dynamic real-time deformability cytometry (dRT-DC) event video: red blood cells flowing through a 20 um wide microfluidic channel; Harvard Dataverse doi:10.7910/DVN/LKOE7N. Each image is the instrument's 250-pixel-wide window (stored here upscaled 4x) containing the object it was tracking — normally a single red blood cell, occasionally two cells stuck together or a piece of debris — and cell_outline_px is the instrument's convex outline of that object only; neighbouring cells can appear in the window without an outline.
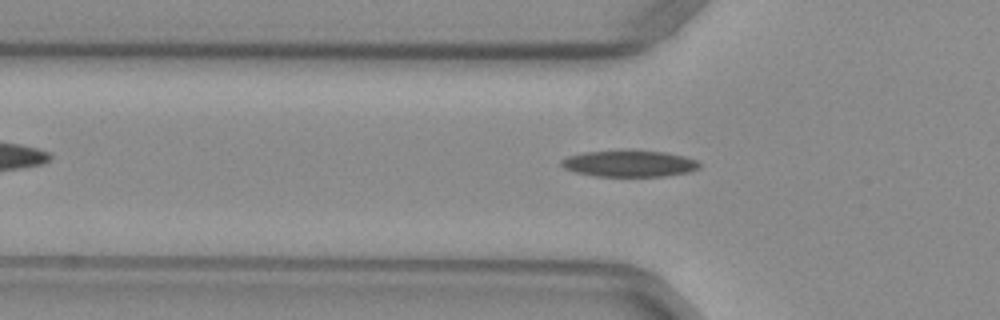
{"species": "common noctule bat (a hibernating species)", "species_latin": "Nyctalus noctula", "temperature_condition": "warm", "stored_images_in_passage": 47, "camera_frame_rate_fps": 3000, "um_per_image_px": 0.085, "animal": {"sex": "female", "body_mass_g": 29.2, "forearm_length_mm": 56.3}, "frame": {"image": 1, "passage_image": 13, "time_ms": 4.0, "image_size_px": [1000, 320], "cell_outline_px": [[700, 168], [688, 172], [664, 176], [596, 176], [576, 172], [564, 168], [560, 164], [560, 160], [568, 156], [584, 152], [664, 152], [684, 156], [696, 160], [700, 164]], "centroid_in_image_um": [53.49, 13.93], "position_along_channel_um": 72.3, "area_um2": 20.63}}
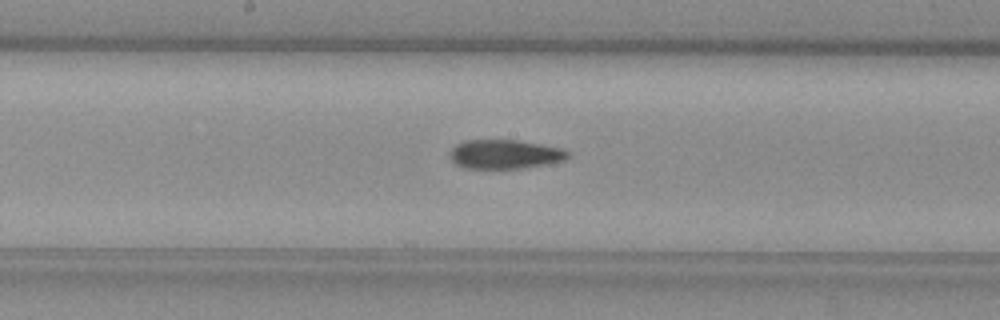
{"frame": {"image": 2, "passage_image": 23, "time_ms": 7.333, "image_size_px": [1000, 320], "cell_outline_px": [[568, 156], [564, 160], [544, 164], [520, 168], [464, 168], [456, 164], [448, 156], [452, 148], [456, 144], [464, 140], [520, 140], [564, 148], [568, 152]], "centroid_in_image_um": [42.88, 13.09], "position_along_channel_um": 205.3, "area_um2": 20.0}}
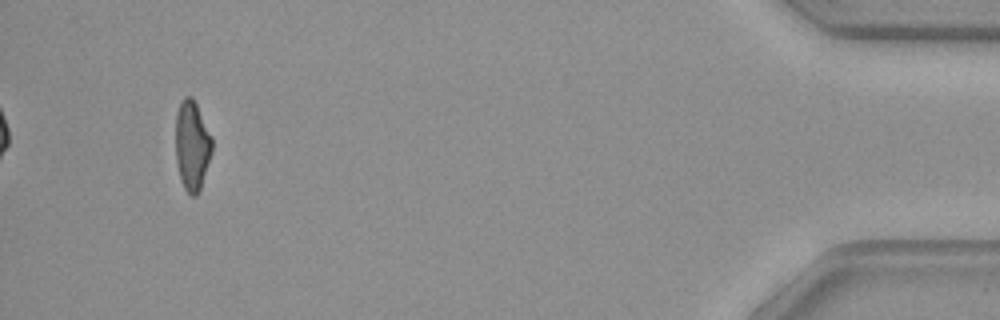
{"frame": {"image": 3, "passage_image": 45, "time_ms": 14.667, "image_size_px": [1000, 320], "cell_outline_px": [[212, 152], [200, 188], [196, 196], [192, 196], [184, 188], [180, 180], [176, 160], [176, 112], [180, 100], [184, 96], [192, 96], [212, 136]], "centroid_in_image_um": [16.31, 12.34], "position_along_channel_um": 418.9, "area_um2": 19.07}}